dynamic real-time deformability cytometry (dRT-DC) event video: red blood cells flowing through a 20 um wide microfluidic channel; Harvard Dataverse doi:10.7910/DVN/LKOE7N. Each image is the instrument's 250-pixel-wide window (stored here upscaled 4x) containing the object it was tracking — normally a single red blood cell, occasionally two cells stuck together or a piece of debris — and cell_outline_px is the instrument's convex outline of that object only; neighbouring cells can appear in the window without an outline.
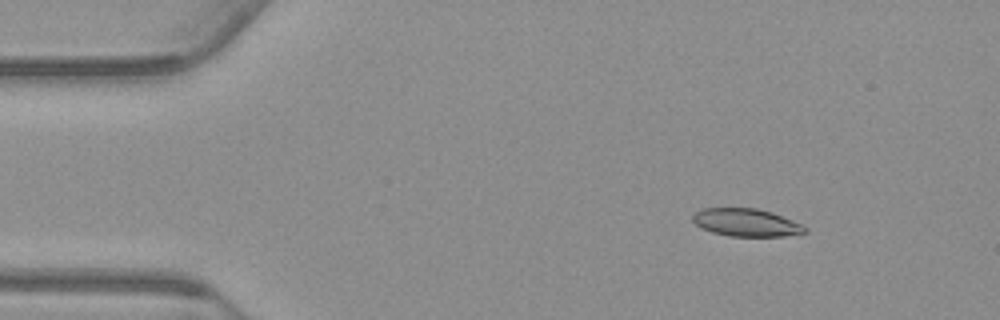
{"species": "common noctule bat (a hibernating species)", "species_latin": "Nyctalus noctula", "temperature_condition": "warm", "stored_images_in_passage": 49, "camera_frame_rate_fps": 3000, "um_per_image_px": 0.085, "animal": {"sex": "male", "body_mass_g": 23.1, "forearm_length_mm": 52.7}, "frame": {"image": 1, "passage_image": 2, "time_ms": 0.333, "image_size_px": [1000, 320], "cell_outline_px": [[808, 232], [784, 236], [728, 236], [712, 232], [700, 228], [692, 220], [692, 216], [696, 212], [704, 208], [756, 208], [772, 212], [792, 220], [808, 228]], "centroid_in_image_um": [63.42, 18.92], "position_along_channel_um": 21.6, "area_um2": 18.15}}
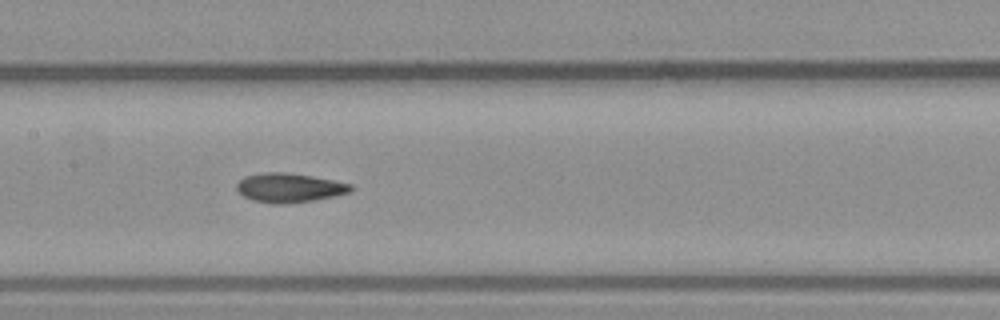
{"frame": {"image": 2, "passage_image": 21, "time_ms": 6.667, "image_size_px": [1000, 320], "cell_outline_px": [[352, 192], [336, 196], [316, 200], [284, 204], [272, 204], [252, 200], [236, 192], [236, 184], [244, 176], [264, 172], [284, 172], [312, 176], [352, 184]], "centroid_in_image_um": [24.58, 15.97], "position_along_channel_um": 182.8, "area_um2": 19.65}}
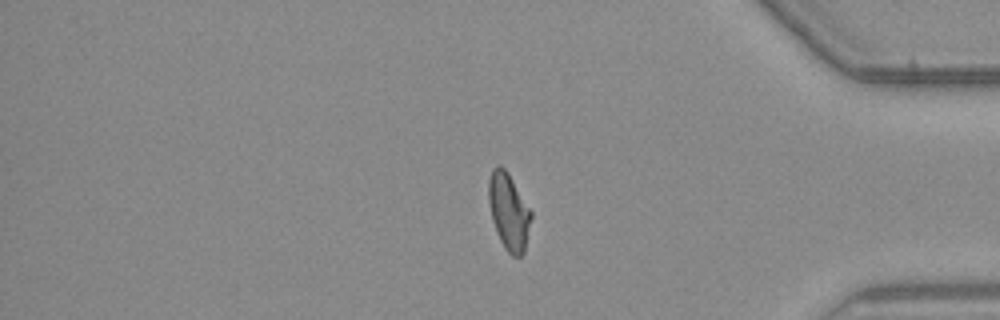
{"frame": {"image": 3, "passage_image": 40, "time_ms": 13.0, "image_size_px": [1000, 320], "cell_outline_px": [[532, 216], [524, 252], [520, 256], [512, 256], [504, 248], [496, 232], [492, 220], [488, 200], [488, 180], [492, 168], [496, 164], [500, 164], [508, 172], [532, 212]], "centroid_in_image_um": [43.23, 17.95], "position_along_channel_um": 392.0, "area_um2": 19.13}, "authors_computed_cell_mechanics": {"area_um2": 19.1318, "velocity_mm_per_s": 3.7624, "shape_relaxation_time_tau1_ms": 10.3781, "shape_relaxation_time_tau2_ms": 2.7375, "deformation_change_tau1": 0.2044, "deformation_change_tau2": 0.0843}}